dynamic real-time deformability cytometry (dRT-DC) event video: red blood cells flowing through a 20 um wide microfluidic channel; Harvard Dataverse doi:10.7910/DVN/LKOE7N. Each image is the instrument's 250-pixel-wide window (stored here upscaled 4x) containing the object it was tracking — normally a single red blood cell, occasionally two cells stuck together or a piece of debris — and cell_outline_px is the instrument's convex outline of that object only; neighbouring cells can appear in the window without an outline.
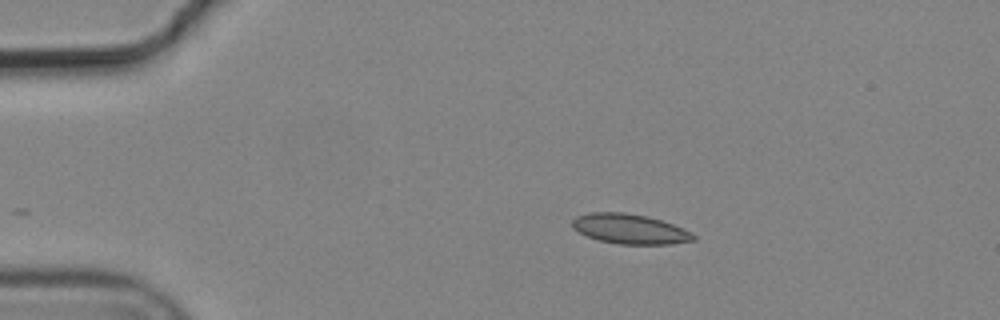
{"species": "common noctule bat (a hibernating species)", "species_latin": "Nyctalus noctula", "temperature_condition": "cold", "stored_images_in_passage": 2, "camera_frame_rate_fps": 3000, "um_per_image_px": 0.085, "animal": {"sex": "male", "body_mass_g": 19.2, "forearm_length_mm": 51.8}, "frame": {"image": 1, "passage_image": 2, "time_ms": 0.333, "image_size_px": [1000, 320], "cell_outline_px": [[696, 240], [672, 244], [620, 244], [600, 240], [588, 236], [572, 228], [572, 220], [576, 216], [588, 212], [624, 212], [648, 216], [672, 224], [692, 232], [696, 236]], "centroid_in_image_um": [53.54, 19.45], "position_along_channel_um": 31.5, "area_um2": 21.1}}